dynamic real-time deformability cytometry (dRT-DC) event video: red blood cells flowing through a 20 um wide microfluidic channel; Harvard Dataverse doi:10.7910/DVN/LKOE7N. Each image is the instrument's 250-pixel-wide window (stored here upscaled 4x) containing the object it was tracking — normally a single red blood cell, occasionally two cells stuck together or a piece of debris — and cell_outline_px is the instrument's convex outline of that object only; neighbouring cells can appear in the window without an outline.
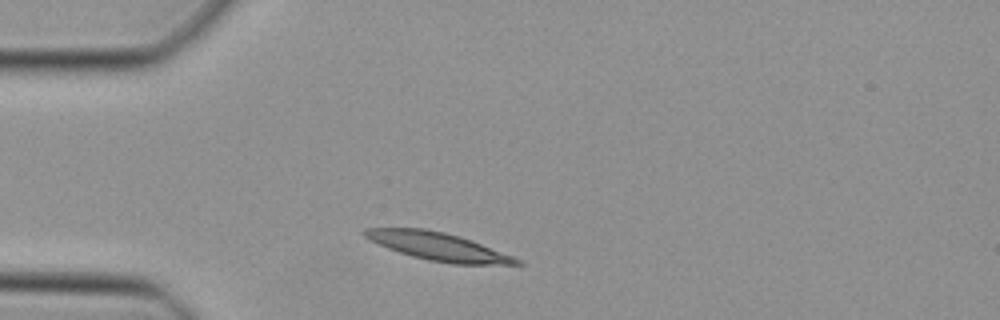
{"species": "Egyptian fruit bat (a non-hibernating species)", "species_latin": "Rousettus aegyptiacus", "temperature_condition": "cold", "stored_images_in_passage": 38, "camera_frame_rate_fps": 3000, "um_per_image_px": 0.085, "animal": {"sex": "female"}, "frame": {"image": 1, "passage_image": 3, "time_ms": 0.667, "image_size_px": [1000, 320], "cell_outline_px": [[524, 264], [452, 264], [428, 260], [412, 256], [388, 248], [368, 240], [360, 232], [364, 228], [424, 228], [444, 232], [480, 244], [524, 260]], "centroid_in_image_um": [37.19, 20.95], "position_along_channel_um": 47.8, "area_um2": 24.45}}
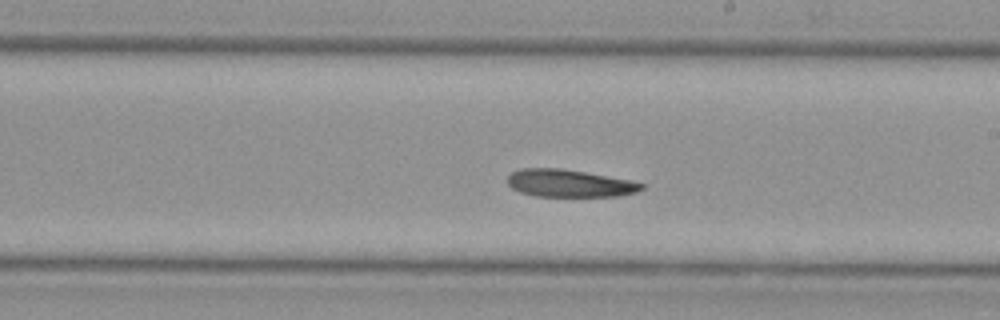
{"frame": {"image": 2, "passage_image": 18, "time_ms": 5.667, "image_size_px": [1000, 320], "cell_outline_px": [[644, 188], [636, 192], [616, 196], [536, 196], [520, 192], [512, 188], [508, 184], [508, 176], [512, 172], [524, 168], [560, 168], [632, 180], [644, 184]], "centroid_in_image_um": [48.4, 15.58], "position_along_channel_um": 240.6, "area_um2": 21.33}}
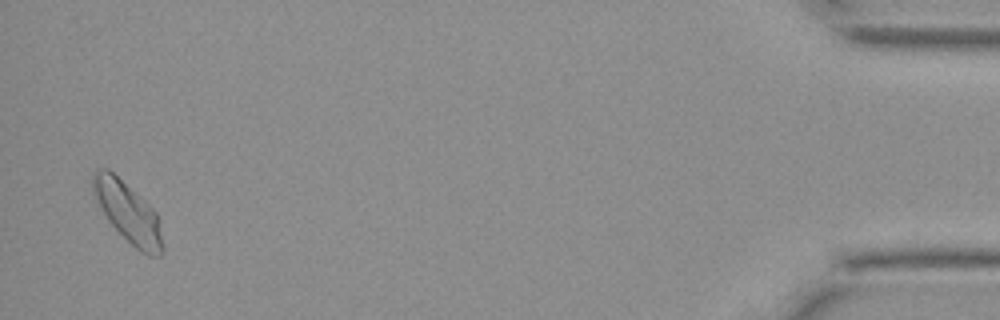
{"frame": {"image": 3, "passage_image": 37, "time_ms": 12.0, "image_size_px": [1000, 320], "cell_outline_px": [[164, 248], [160, 256], [148, 256], [140, 252], [108, 220], [96, 200], [92, 192], [92, 172], [96, 168], [108, 168], [148, 204], [156, 212]], "centroid_in_image_um": [10.85, 18.03], "position_along_channel_um": 424.3, "area_um2": 24.04}}